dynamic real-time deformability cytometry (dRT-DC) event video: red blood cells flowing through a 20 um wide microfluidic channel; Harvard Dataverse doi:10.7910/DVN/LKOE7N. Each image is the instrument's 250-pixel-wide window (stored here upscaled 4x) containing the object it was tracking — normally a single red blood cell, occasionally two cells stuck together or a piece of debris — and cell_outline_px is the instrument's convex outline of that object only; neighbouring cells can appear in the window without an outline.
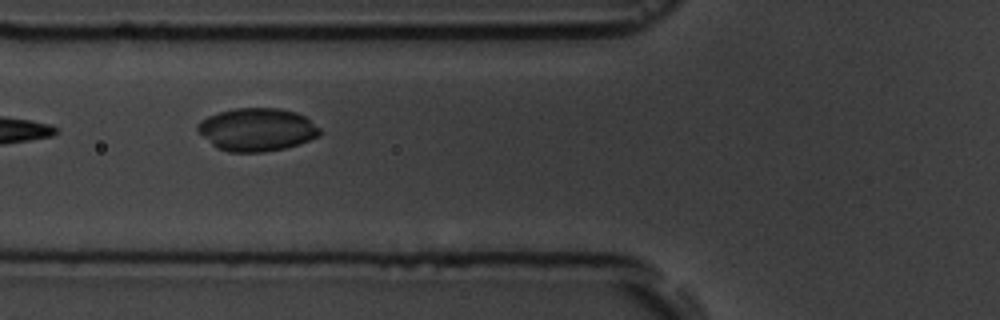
{"species": "common noctule bat (a hibernating species)", "species_latin": "Nyctalus noctula", "temperature_condition": "room temperature", "stored_images_in_passage": 7, "camera_frame_rate_fps": 3000, "um_per_image_px": 0.085, "animal": {"sex": "male", "body_mass_g": 19.5, "forearm_length_mm": 54.6}, "frame": {"image": 1, "passage_image": 6, "time_ms": 6.667, "image_size_px": [1000, 320], "cell_outline_px": [[320, 136], [300, 144], [284, 148], [264, 152], [228, 152], [216, 148], [196, 132], [196, 124], [200, 120], [208, 116], [232, 108], [280, 108], [296, 112], [304, 116], [320, 128]], "centroid_in_image_um": [21.8, 11.02], "position_along_channel_um": 104.0, "area_um2": 30.92}}
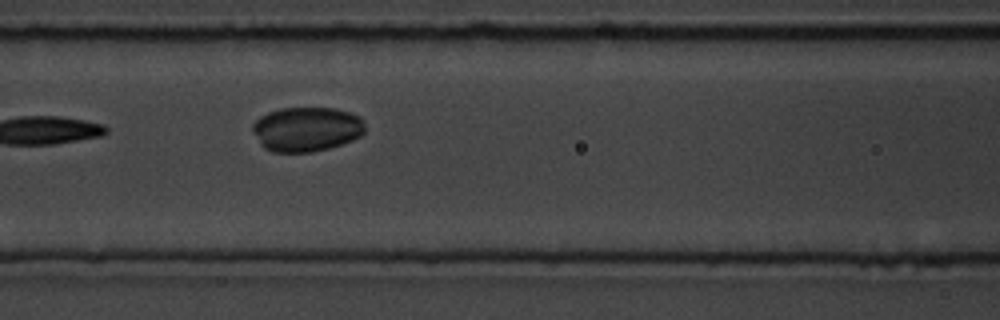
{"frame": {"image": 2, "passage_image": 7, "time_ms": 7.667, "image_size_px": [1000, 320], "cell_outline_px": [[364, 132], [360, 136], [352, 140], [328, 148], [312, 152], [272, 152], [264, 148], [260, 144], [252, 132], [252, 124], [260, 116], [268, 112], [280, 108], [336, 108], [360, 116], [364, 120]], "centroid_in_image_um": [26.03, 10.97], "position_along_channel_um": 140.6, "area_um2": 29.36}}